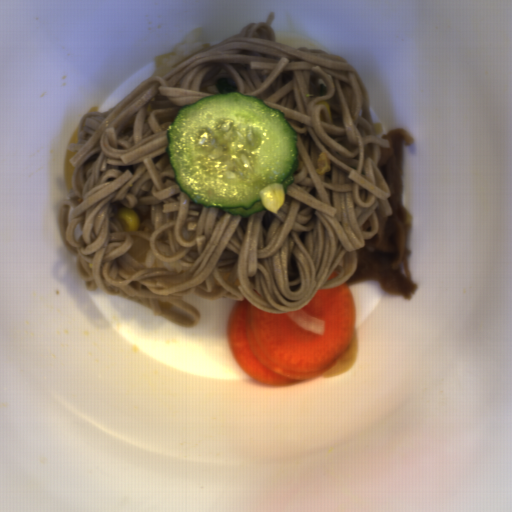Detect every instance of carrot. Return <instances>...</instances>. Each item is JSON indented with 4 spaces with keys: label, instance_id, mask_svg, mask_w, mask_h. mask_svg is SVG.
<instances>
[{
    "label": "carrot",
    "instance_id": "carrot-1",
    "mask_svg": "<svg viewBox=\"0 0 512 512\" xmlns=\"http://www.w3.org/2000/svg\"><path fill=\"white\" fill-rule=\"evenodd\" d=\"M302 309L323 321V335L304 329L287 313L262 311L244 297L236 301L227 320V340L250 378L269 386H291L321 378L341 360L357 323L347 283L318 289Z\"/></svg>",
    "mask_w": 512,
    "mask_h": 512
}]
</instances>
